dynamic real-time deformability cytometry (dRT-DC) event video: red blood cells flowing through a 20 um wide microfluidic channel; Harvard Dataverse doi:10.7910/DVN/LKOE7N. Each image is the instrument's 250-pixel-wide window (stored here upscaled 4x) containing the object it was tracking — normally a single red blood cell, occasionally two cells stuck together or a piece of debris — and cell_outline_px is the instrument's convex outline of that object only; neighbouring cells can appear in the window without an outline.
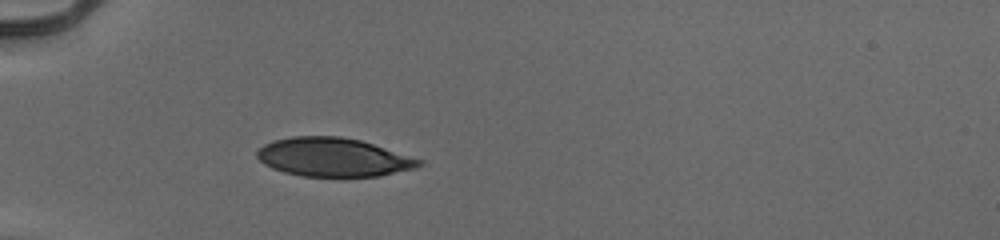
{"species": "human", "species_latin": "Homo sapiens", "temperature_condition": "cold", "stored_images_in_passage": 36, "camera_frame_rate_fps": 3000, "um_per_image_px": 0.085, "donor": {"sex": "male"}, "frame": {"image": 1, "passage_image": 1, "time_ms": 0.0, "image_size_px": [1000, 240], "cell_outline_px": [[424, 164], [416, 168], [380, 176], [300, 176], [284, 172], [272, 168], [264, 164], [256, 156], [256, 152], [264, 144], [272, 140], [292, 136], [340, 136], [360, 140], [424, 160]], "centroid_in_image_um": [28.33, 13.36], "position_along_channel_um": 56.7, "area_um2": 36.59}}
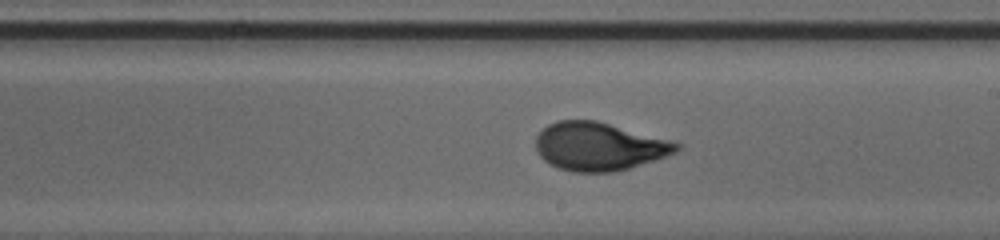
{"frame": {"image": 2, "passage_image": 16, "time_ms": 5.0, "image_size_px": [1000, 240], "cell_outline_px": [[684, 144], [676, 152], [656, 160], [616, 172], [572, 172], [560, 168], [544, 160], [536, 152], [536, 136], [548, 124], [556, 120], [596, 120], [676, 140]], "centroid_in_image_um": [50.99, 12.44], "position_along_channel_um": 238.0, "area_um2": 40.11}}
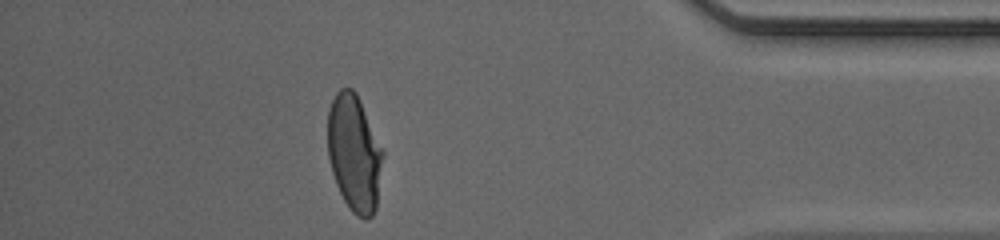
{"frame": {"image": 3, "passage_image": 31, "time_ms": 10.0, "image_size_px": [1000, 240], "cell_outline_px": [[384, 156], [376, 208], [372, 216], [364, 220], [356, 216], [352, 212], [344, 200], [336, 184], [332, 172], [328, 156], [328, 112], [332, 100], [336, 92], [340, 88], [352, 88], [356, 92], [360, 100], [384, 152]], "centroid_in_image_um": [30.12, 13.03], "position_along_channel_um": 405.1, "area_um2": 37.63}, "authors_computed_cell_mechanics": {"area_um2": 38.726, "velocity_mm_per_s": 3.9656, "shape_relaxation_time_tau1_ms": 5.0112, "shape_relaxation_time_tau2_ms": null, "deformation_change_tau1": 0.2047, "deformation_change_tau2": null}}